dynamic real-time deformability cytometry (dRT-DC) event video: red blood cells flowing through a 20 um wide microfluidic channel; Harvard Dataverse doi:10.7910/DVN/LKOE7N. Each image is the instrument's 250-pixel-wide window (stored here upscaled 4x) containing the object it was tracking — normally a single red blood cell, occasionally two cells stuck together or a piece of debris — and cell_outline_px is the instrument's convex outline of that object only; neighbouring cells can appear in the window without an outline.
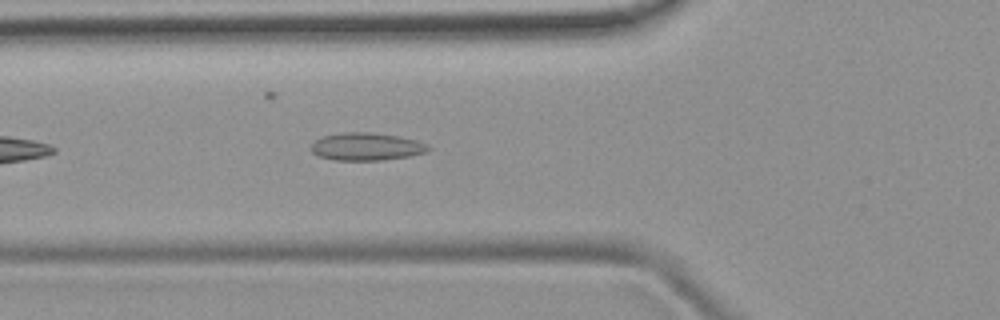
{"species": "common noctule bat (a hibernating species)", "species_latin": "Nyctalus noctula", "temperature_condition": "room temperature", "stored_images_in_passage": 12, "camera_frame_rate_fps": 3000, "um_per_image_px": 0.085, "animal": {"sex": "female", "body_mass_g": 19.9}, "frame": {"image": 1, "passage_image": 6, "time_ms": 1.667, "image_size_px": [1000, 320], "cell_outline_px": [[432, 148], [428, 152], [408, 156], [384, 160], [336, 160], [320, 156], [312, 152], [308, 148], [316, 140], [324, 136], [344, 132], [368, 132], [396, 136], [416, 140], [428, 144]], "centroid_in_image_um": [31.17, 12.47], "position_along_channel_um": 94.6, "area_um2": 18.84}}
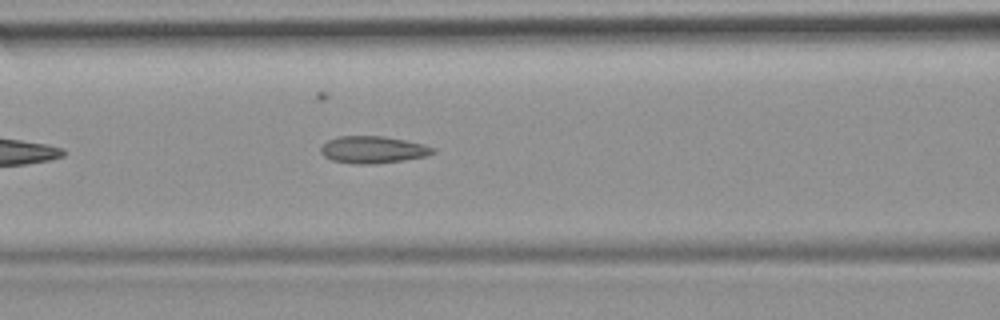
{"frame": {"image": 2, "passage_image": 9, "time_ms": 2.667, "image_size_px": [1000, 320], "cell_outline_px": [[436, 152], [428, 156], [404, 160], [372, 164], [352, 164], [332, 160], [324, 156], [320, 152], [320, 148], [328, 140], [340, 136], [384, 136], [424, 144], [436, 148]], "centroid_in_image_um": [31.73, 12.73], "position_along_channel_um": 134.9, "area_um2": 17.8}}